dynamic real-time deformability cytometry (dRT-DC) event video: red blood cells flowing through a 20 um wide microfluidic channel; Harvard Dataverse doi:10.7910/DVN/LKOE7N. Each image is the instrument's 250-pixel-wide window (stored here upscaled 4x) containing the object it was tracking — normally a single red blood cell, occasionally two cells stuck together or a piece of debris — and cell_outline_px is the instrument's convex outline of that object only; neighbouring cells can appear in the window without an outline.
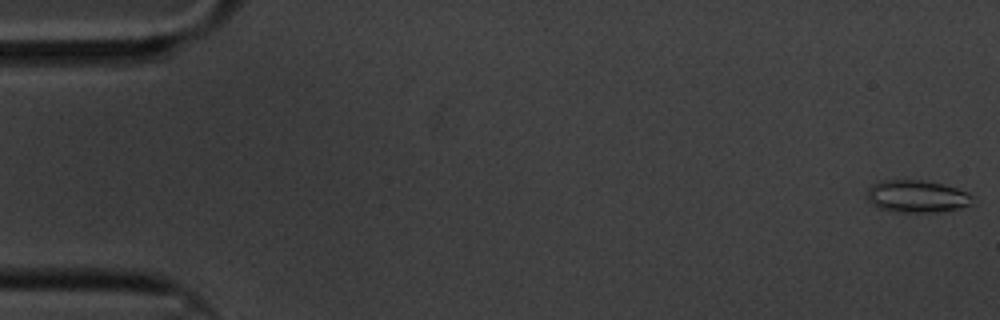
{"species": "common noctule bat (a hibernating species)", "species_latin": "Nyctalus noctula", "temperature_condition": "cold", "stored_images_in_passage": 60, "camera_frame_rate_fps": 3000, "um_per_image_px": 0.085, "animal": {"sex": "male", "body_mass_g": 20.1, "forearm_length_mm": 53.5}, "frame": {"image": 1, "passage_image": 1, "time_ms": 0.0, "image_size_px": [1000, 320], "cell_outline_px": [[972, 204], [960, 208], [936, 212], [896, 212], [876, 208], [868, 200], [868, 188], [872, 184], [880, 180], [928, 180], [944, 184], [968, 192], [972, 196]], "centroid_in_image_um": [77.92, 16.68], "position_along_channel_um": 7.1, "area_um2": 20.11}}
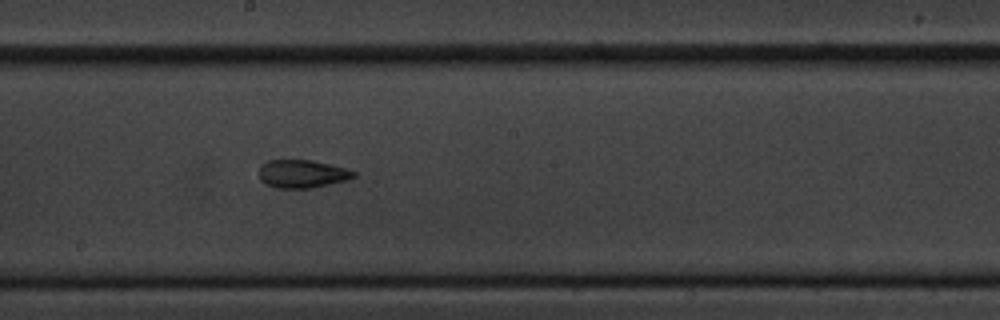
{"frame": {"image": 2, "passage_image": 33, "time_ms": 10.667, "image_size_px": [1000, 320], "cell_outline_px": [[356, 176], [344, 180], [312, 188], [276, 188], [264, 184], [260, 180], [260, 164], [268, 160], [312, 160], [344, 168], [356, 172]], "centroid_in_image_um": [25.63, 14.78], "position_along_channel_um": 222.6, "area_um2": 15.37}}
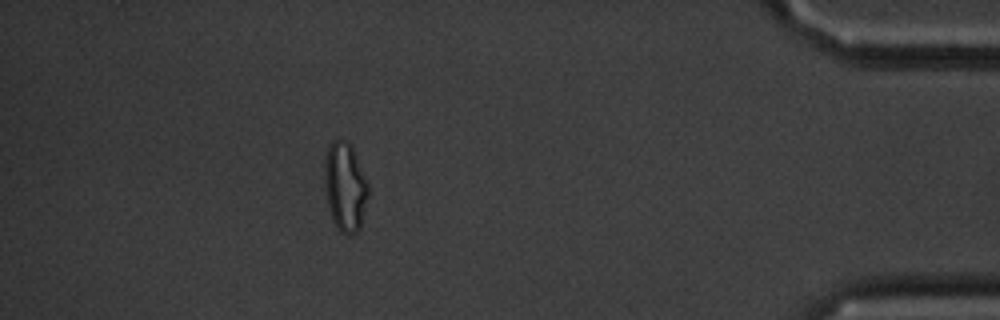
{"frame": {"image": 3, "passage_image": 54, "time_ms": 17.667, "image_size_px": [1000, 320], "cell_outline_px": [[368, 196], [360, 228], [356, 232], [348, 236], [340, 232], [332, 220], [328, 204], [324, 184], [324, 160], [328, 148], [332, 140], [348, 140], [352, 144], [368, 184]], "centroid_in_image_um": [29.33, 15.86], "position_along_channel_um": 405.9, "area_um2": 22.89}, "authors_computed_cell_mechanics": {"area_um2": 17.4845, "velocity_mm_per_s": 3.3158, "shape_relaxation_time_tau1_ms": null, "shape_relaxation_time_tau2_ms": 2.34, "deformation_change_tau1": null, "deformation_change_tau2": 0.0812}}